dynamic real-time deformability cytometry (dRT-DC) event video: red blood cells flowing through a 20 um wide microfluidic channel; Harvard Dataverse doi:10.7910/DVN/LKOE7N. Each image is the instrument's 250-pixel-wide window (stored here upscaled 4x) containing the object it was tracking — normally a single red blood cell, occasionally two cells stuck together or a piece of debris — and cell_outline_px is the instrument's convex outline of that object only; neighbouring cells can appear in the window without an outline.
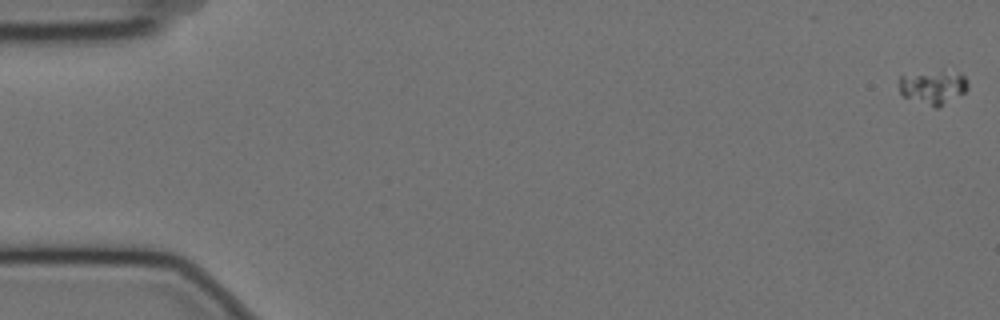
{"species": "Egyptian fruit bat (a non-hibernating species)", "species_latin": "Rousettus aegyptiacus", "temperature_condition": "cold", "stored_images_in_passage": 58, "camera_frame_rate_fps": 3000, "um_per_image_px": 0.085, "animal": {"sex": "female"}, "frame": {"image": 1, "passage_image": 1, "time_ms": 0.0, "image_size_px": [1000, 320], "cell_outline_px": [[968, 88], [964, 92], [936, 108], [904, 96], [900, 92], [900, 76], [940, 72], [960, 72], [968, 80]], "centroid_in_image_um": [79.35, 7.41], "position_along_channel_um": 5.6, "area_um2": 12.95}}
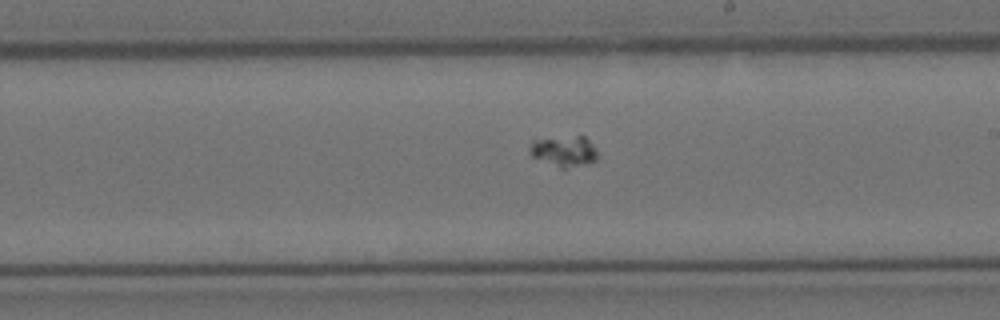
{"frame": {"image": 2, "passage_image": 34, "time_ms": 11.0, "image_size_px": [1000, 320], "cell_outline_px": [[596, 160], [564, 168], [560, 168], [532, 156], [528, 152], [528, 148], [532, 140], [576, 136], [584, 136], [596, 148]], "centroid_in_image_um": [47.9, 12.83], "position_along_channel_um": 241.1, "area_um2": 11.79}}
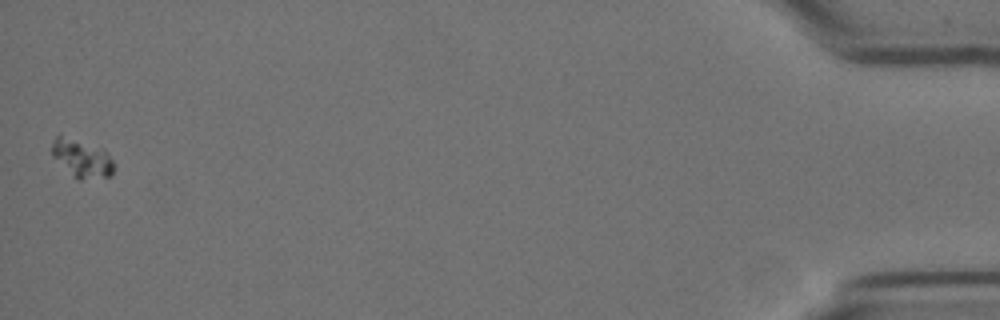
{"frame": {"image": 3, "passage_image": 58, "time_ms": 19.0, "image_size_px": [1000, 320], "cell_outline_px": [[116, 168], [112, 176], [80, 180], [72, 176], [52, 156], [52, 140], [60, 132], [104, 148], [116, 164]], "centroid_in_image_um": [6.98, 13.42], "position_along_channel_um": 428.2, "area_um2": 14.51}}